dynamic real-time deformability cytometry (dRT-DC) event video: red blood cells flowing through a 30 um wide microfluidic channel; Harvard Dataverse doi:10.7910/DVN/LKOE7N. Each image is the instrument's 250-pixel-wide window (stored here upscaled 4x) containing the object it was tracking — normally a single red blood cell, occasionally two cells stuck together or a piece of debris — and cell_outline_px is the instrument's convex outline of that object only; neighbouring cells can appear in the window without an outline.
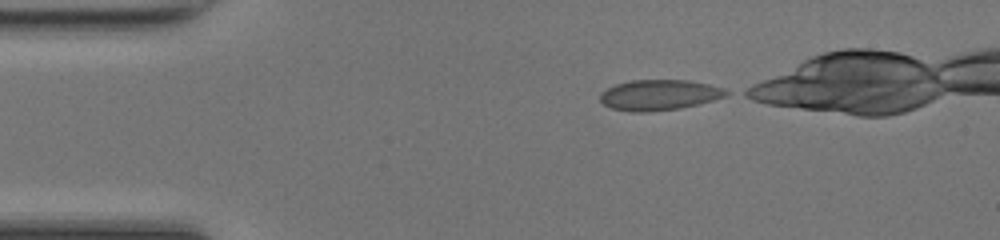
{"species": "common noctule bat (a hibernating species)", "species_latin": "Nyctalus noctula", "temperature_condition": "room temperature", "stored_images_in_passage": 31, "camera_frame_rate_fps": 3000, "um_per_image_px": 0.085, "animal": {"sex": "female", "body_mass_g": 17.0, "forearm_length_mm": 48.0}, "frame": {"image": 1, "passage_image": 1, "time_ms": 0.0, "image_size_px": [1000, 240], "cell_outline_px": [[732, 92], [724, 96], [700, 104], [680, 108], [648, 112], [632, 112], [612, 108], [604, 104], [600, 100], [600, 96], [608, 88], [616, 84], [632, 80], [688, 80], [708, 84], [724, 88]], "centroid_in_image_um": [56.07, 8.07], "position_along_channel_um": 28.9, "area_um2": 22.31}}
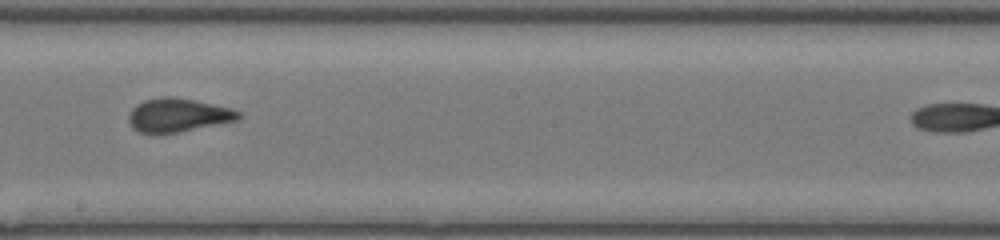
{"frame": {"image": 2, "passage_image": 19, "time_ms": 6.0, "image_size_px": [1000, 240], "cell_outline_px": [[240, 116], [236, 120], [176, 132], [140, 132], [132, 128], [128, 120], [128, 116], [132, 108], [136, 104], [144, 100], [160, 96], [172, 96], [232, 108], [240, 112]], "centroid_in_image_um": [15.08, 9.76], "position_along_channel_um": 233.1, "area_um2": 21.04}}
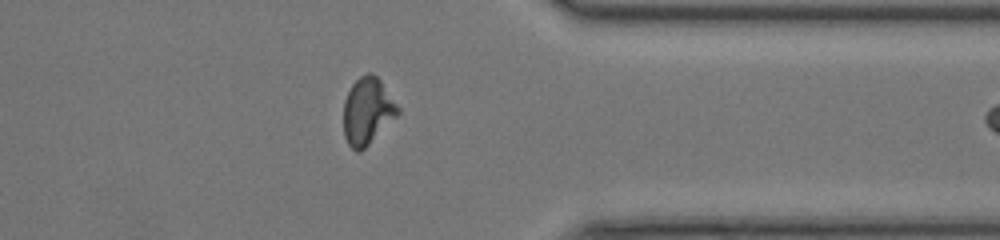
{"frame": {"image": 3, "passage_image": 30, "time_ms": 9.667, "image_size_px": [1000, 240], "cell_outline_px": [[400, 112], [360, 152], [356, 152], [348, 144], [344, 136], [344, 100], [352, 84], [360, 76], [368, 72], [372, 72], [380, 80], [400, 108]], "centroid_in_image_um": [31.22, 9.42], "position_along_channel_um": 380.2, "area_um2": 20.87}}